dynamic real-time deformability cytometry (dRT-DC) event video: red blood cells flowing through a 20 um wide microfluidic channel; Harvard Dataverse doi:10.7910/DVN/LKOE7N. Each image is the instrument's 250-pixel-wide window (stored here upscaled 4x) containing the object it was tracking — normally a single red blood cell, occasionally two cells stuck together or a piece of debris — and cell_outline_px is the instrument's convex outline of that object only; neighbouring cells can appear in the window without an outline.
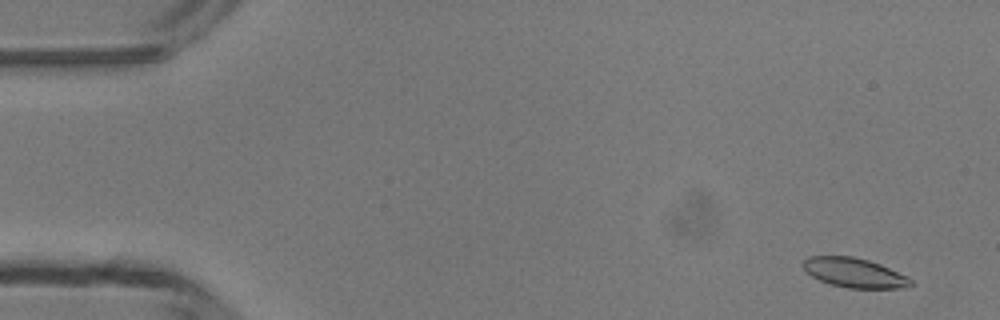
{"species": "common noctule bat (a hibernating species)", "species_latin": "Nyctalus noctula", "temperature_condition": "room temperature", "stored_images_in_passage": 50, "camera_frame_rate_fps": 3000, "um_per_image_px": 0.085, "animal": {"sex": "male", "body_mass_g": 13.3}, "frame": {"image": 1, "passage_image": 3, "time_ms": 0.667, "image_size_px": [1000, 320], "cell_outline_px": [[916, 284], [908, 288], [848, 288], [832, 284], [820, 280], [812, 276], [800, 264], [808, 256], [852, 256], [868, 260], [880, 264], [908, 276]], "centroid_in_image_um": [72.67, 23.19], "position_along_channel_um": 12.3, "area_um2": 18.61}}
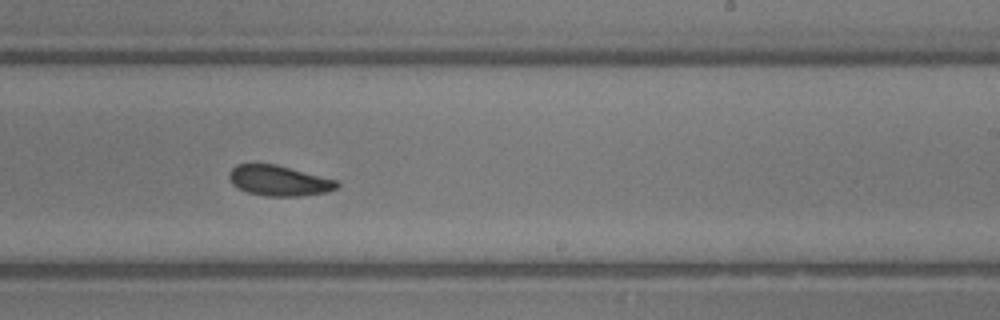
{"frame": {"image": 2, "passage_image": 30, "time_ms": 9.667, "image_size_px": [1000, 320], "cell_outline_px": [[340, 184], [336, 188], [328, 192], [300, 196], [268, 196], [248, 192], [232, 184], [228, 180], [228, 172], [236, 164], [272, 164], [336, 180]], "centroid_in_image_um": [23.67, 15.36], "position_along_channel_um": 265.3, "area_um2": 18.79}}
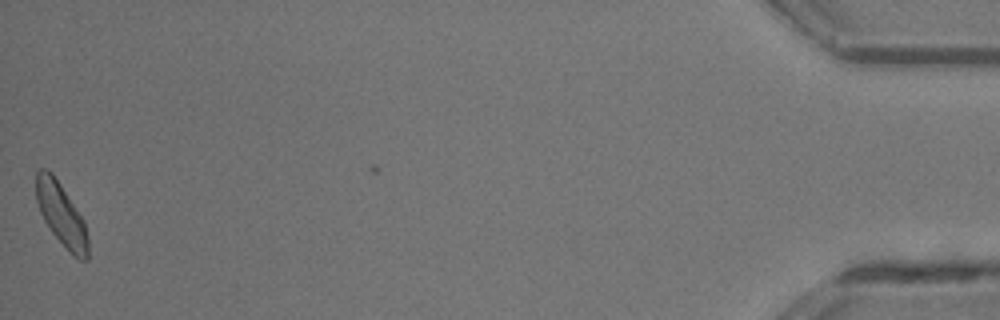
{"frame": {"image": 3, "passage_image": 49, "time_ms": 16.0, "image_size_px": [1000, 320], "cell_outline_px": [[88, 260], [80, 260], [72, 256], [52, 232], [44, 220], [40, 212], [36, 200], [36, 172], [40, 168], [48, 168], [52, 172], [84, 220], [88, 236]], "centroid_in_image_um": [5.21, 18.24], "position_along_channel_um": 430.0, "area_um2": 19.02}, "authors_computed_cell_mechanics": {"area_um2": 19.1607, "velocity_mm_per_s": 4.215, "shape_relaxation_time_tau1_ms": 2.7719, "shape_relaxation_time_tau2_ms": 4.9589, "deformation_change_tau1": 0.1125, "deformation_change_tau2": 0.1094}}